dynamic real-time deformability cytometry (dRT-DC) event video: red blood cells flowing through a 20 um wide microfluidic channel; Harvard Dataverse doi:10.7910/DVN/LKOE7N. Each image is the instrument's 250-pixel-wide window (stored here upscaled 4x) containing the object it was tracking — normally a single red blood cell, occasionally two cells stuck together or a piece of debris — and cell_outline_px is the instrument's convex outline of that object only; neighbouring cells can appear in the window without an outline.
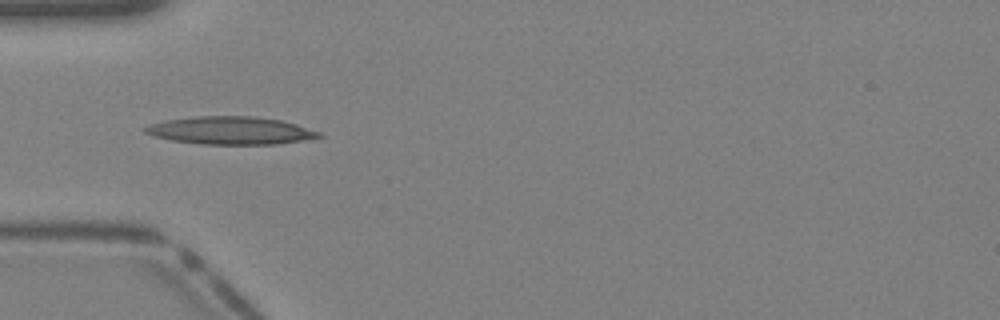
{"species": "Egyptian fruit bat (a non-hibernating species)", "species_latin": "Rousettus aegyptiacus", "temperature_condition": "warm", "stored_images_in_passage": 23, "camera_frame_rate_fps": 3000, "um_per_image_px": 0.085, "animal": {"sex": "female"}, "frame": {"image": 1, "passage_image": 1, "time_ms": 0.0, "image_size_px": [1000, 320], "cell_outline_px": [[324, 136], [276, 144], [200, 144], [172, 140], [152, 136], [144, 132], [144, 128], [148, 124], [164, 120], [196, 116], [252, 116], [280, 120], [296, 124], [320, 132]], "centroid_in_image_um": [19.54, 11.09], "position_along_channel_um": 65.5, "area_um2": 28.03}}
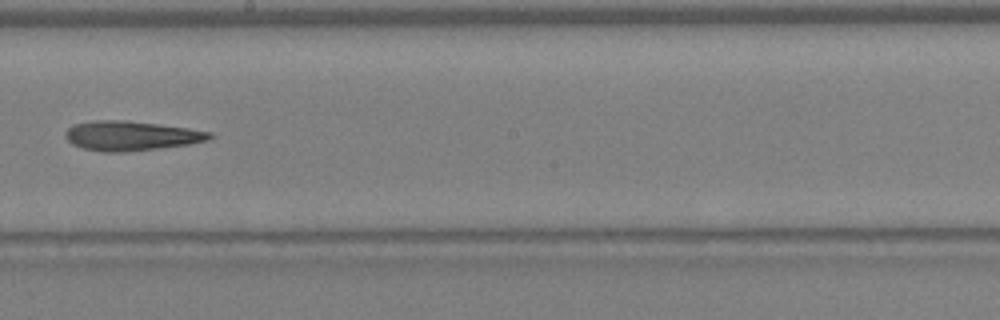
{"frame": {"image": 2, "passage_image": 11, "time_ms": 3.333, "image_size_px": [1000, 320], "cell_outline_px": [[216, 136], [208, 140], [188, 144], [124, 152], [104, 152], [84, 148], [72, 144], [64, 136], [64, 132], [72, 124], [92, 120], [124, 120], [188, 128], [212, 132]], "centroid_in_image_um": [11.12, 11.53], "position_along_channel_um": 237.1, "area_um2": 24.8}}
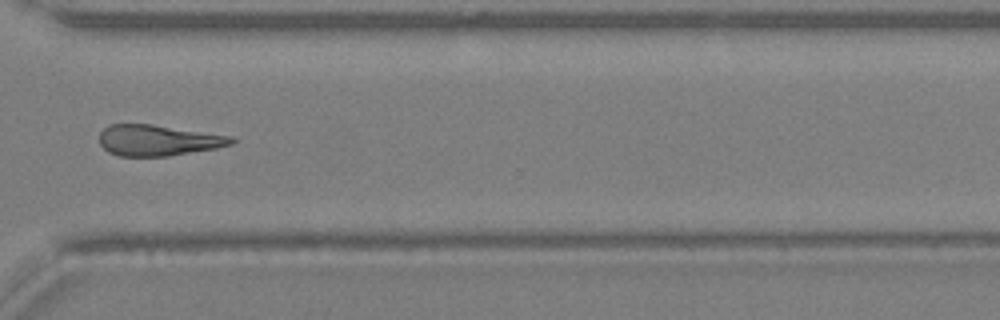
{"frame": {"image": 3, "passage_image": 18, "time_ms": 5.667, "image_size_px": [1000, 320], "cell_outline_px": [[236, 140], [232, 144], [216, 148], [168, 156], [120, 156], [108, 152], [100, 144], [100, 132], [108, 124], [152, 124], [232, 136]], "centroid_in_image_um": [13.43, 11.92], "position_along_channel_um": 357.2, "area_um2": 23.76}}